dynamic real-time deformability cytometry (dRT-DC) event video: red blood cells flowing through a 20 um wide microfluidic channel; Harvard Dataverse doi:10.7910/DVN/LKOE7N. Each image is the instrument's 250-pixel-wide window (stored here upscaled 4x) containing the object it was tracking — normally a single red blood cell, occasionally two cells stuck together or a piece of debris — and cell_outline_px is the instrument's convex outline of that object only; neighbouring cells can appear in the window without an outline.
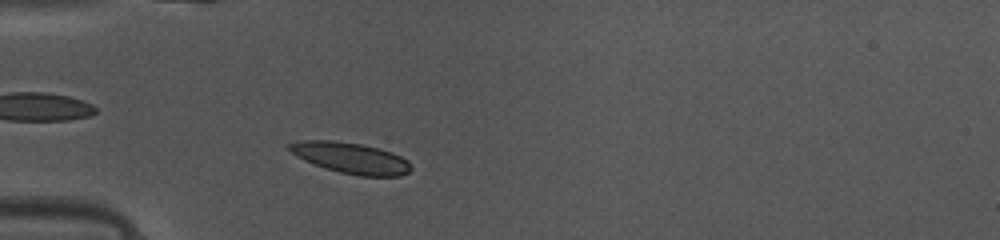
{"species": "common noctule bat (a hibernating species)", "species_latin": "Nyctalus noctula", "temperature_condition": "warm", "stored_images_in_passage": 37, "camera_frame_rate_fps": 3000, "um_per_image_px": 0.085, "animal": {"sex": "female", "body_mass_g": 10.0, "forearm_length_mm": 53.1}, "frame": {"image": 1, "passage_image": 3, "time_ms": 0.667, "image_size_px": [1000, 240], "cell_outline_px": [[412, 168], [408, 172], [400, 176], [360, 176], [340, 172], [304, 160], [284, 148], [284, 144], [304, 140], [332, 140], [360, 144], [392, 152], [408, 160]], "centroid_in_image_um": [29.79, 13.42], "position_along_channel_um": 55.2, "area_um2": 21.85}}
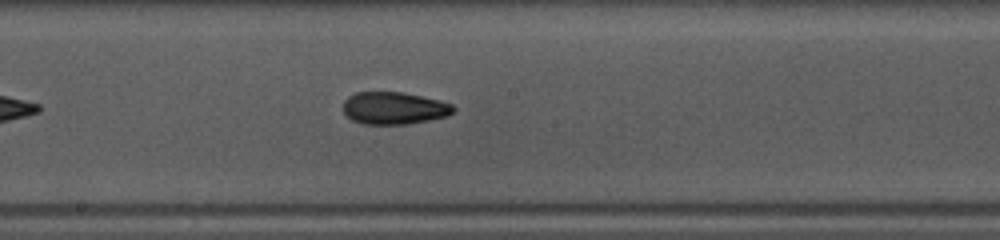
{"frame": {"image": 2, "passage_image": 15, "time_ms": 4.667, "image_size_px": [1000, 240], "cell_outline_px": [[456, 108], [448, 116], [408, 124], [364, 124], [352, 120], [344, 112], [344, 100], [348, 96], [356, 92], [404, 92], [440, 100], [452, 104]], "centroid_in_image_um": [33.51, 9.18], "position_along_channel_um": 214.7, "area_um2": 20.81}}
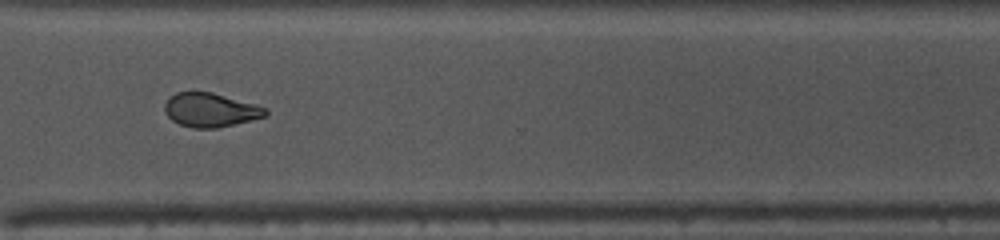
{"frame": {"image": 3, "passage_image": 25, "time_ms": 8.0, "image_size_px": [1000, 240], "cell_outline_px": [[268, 112], [264, 116], [216, 128], [192, 128], [180, 124], [172, 120], [164, 112], [164, 104], [176, 92], [212, 92], [268, 108]], "centroid_in_image_um": [17.85, 9.34], "position_along_channel_um": 352.7, "area_um2": 19.59}, "authors_computed_cell_mechanics": {"area_um2": 20.6346, "velocity_mm_per_s": 4.1486, "shape_relaxation_time_tau1_ms": 7.594, "shape_relaxation_time_tau2_ms": 2.3724, "deformation_change_tau1": 0.1855, "deformation_change_tau2": 0.0878}}